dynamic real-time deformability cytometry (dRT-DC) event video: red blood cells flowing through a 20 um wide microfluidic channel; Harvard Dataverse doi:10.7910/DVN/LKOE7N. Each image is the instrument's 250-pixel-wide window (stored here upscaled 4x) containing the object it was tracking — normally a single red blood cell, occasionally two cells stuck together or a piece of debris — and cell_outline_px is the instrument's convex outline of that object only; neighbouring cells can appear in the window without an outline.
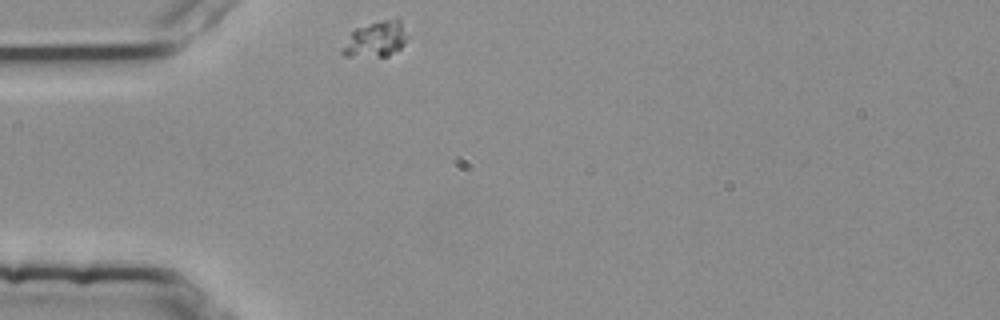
{"species": "common noctule bat (a hibernating species)", "species_latin": "Nyctalus noctula", "temperature_condition": "room temperature", "stored_images_in_passage": 35, "camera_frame_rate_fps": 3000, "um_per_image_px": 0.085, "animal": {"sex": "female", "body_mass_g": 25.1}, "frame": {"image": 1, "passage_image": 1, "time_ms": 0.0, "image_size_px": [1000, 320], "cell_outline_px": [[404, 44], [400, 48], [388, 56], [344, 56], [340, 52], [352, 32], [356, 28], [396, 16], [400, 20], [404, 36]], "centroid_in_image_um": [31.91, 3.33], "position_along_channel_um": 53.1, "area_um2": 13.01}}
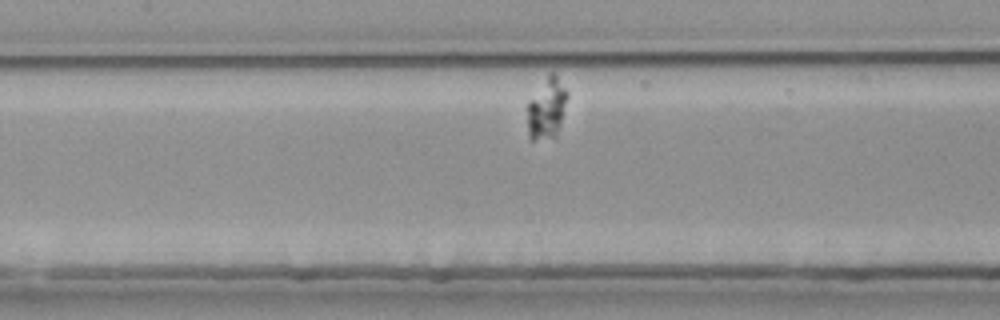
{"frame": {"image": 2, "passage_image": 12, "time_ms": 3.667, "image_size_px": [1000, 320], "cell_outline_px": [[568, 96], [560, 124], [556, 136], [532, 140], [528, 140], [528, 100], [548, 72], [556, 72], [568, 92]], "centroid_in_image_um": [46.47, 9.15], "position_along_channel_um": 160.9, "area_um2": 14.39}}
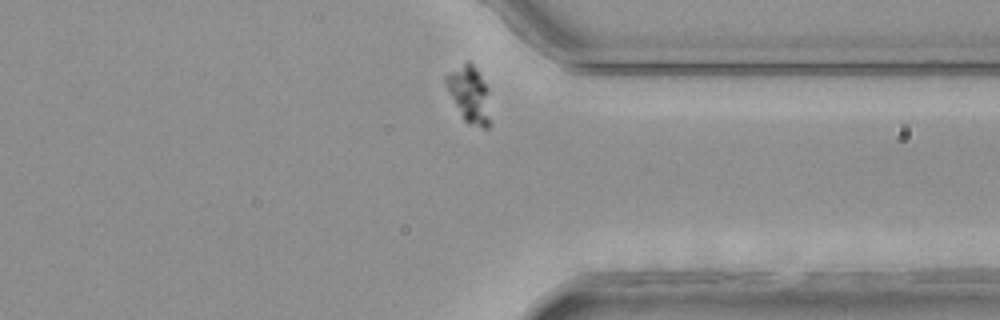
{"frame": {"image": 3, "passage_image": 31, "time_ms": 10.0, "image_size_px": [1000, 320], "cell_outline_px": [[492, 124], [488, 128], [484, 128], [468, 124], [464, 120], [444, 80], [444, 76], [468, 60], [472, 64], [488, 88]], "centroid_in_image_um": [39.96, 8.07], "position_along_channel_um": 371.4, "area_um2": 14.45}}